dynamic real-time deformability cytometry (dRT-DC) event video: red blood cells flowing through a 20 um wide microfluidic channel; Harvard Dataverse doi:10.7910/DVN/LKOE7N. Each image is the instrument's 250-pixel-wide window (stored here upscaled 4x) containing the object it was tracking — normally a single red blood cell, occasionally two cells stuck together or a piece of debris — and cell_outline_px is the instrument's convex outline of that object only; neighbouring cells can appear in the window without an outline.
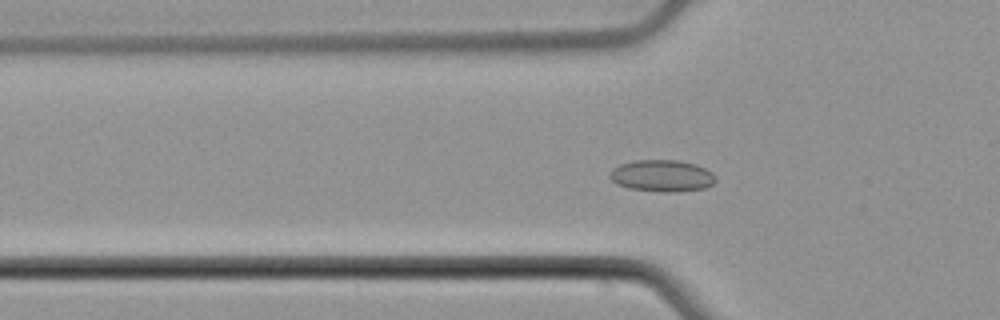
{"species": "common noctule bat (a hibernating species)", "species_latin": "Nyctalus noctula", "temperature_condition": "cold", "stored_images_in_passage": 55, "camera_frame_rate_fps": 3000, "um_per_image_px": 0.085, "animal": {"sex": "male", "body_mass_g": 21.5, "forearm_length_mm": 52.0}, "frame": {"image": 1, "passage_image": 19, "time_ms": 6.0, "image_size_px": [1000, 320], "cell_outline_px": [[716, 180], [712, 184], [704, 188], [676, 192], [668, 192], [628, 188], [616, 184], [608, 176], [612, 168], [620, 164], [636, 160], [676, 160], [696, 164], [712, 172], [716, 176]], "centroid_in_image_um": [56.26, 14.94], "position_along_channel_um": 69.5, "area_um2": 19.59}}
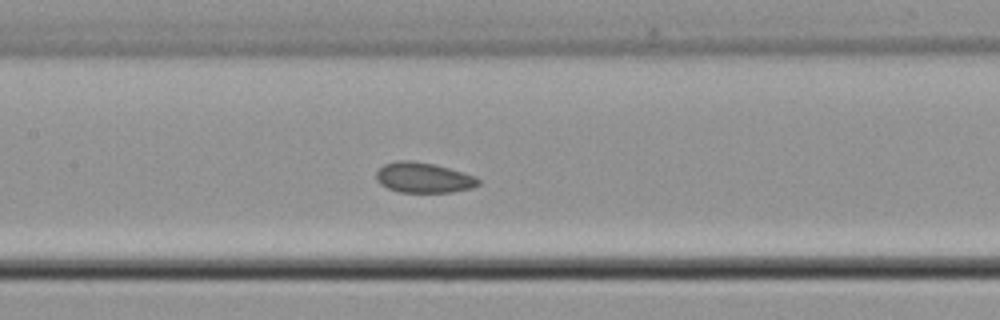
{"frame": {"image": 2, "passage_image": 27, "time_ms": 8.667, "image_size_px": [1000, 320], "cell_outline_px": [[480, 184], [472, 188], [452, 192], [400, 192], [388, 188], [380, 184], [376, 180], [376, 172], [384, 164], [396, 160], [412, 160], [432, 164], [448, 168], [476, 176], [480, 180]], "centroid_in_image_um": [35.99, 15.1], "position_along_channel_um": 171.4, "area_um2": 18.03}}
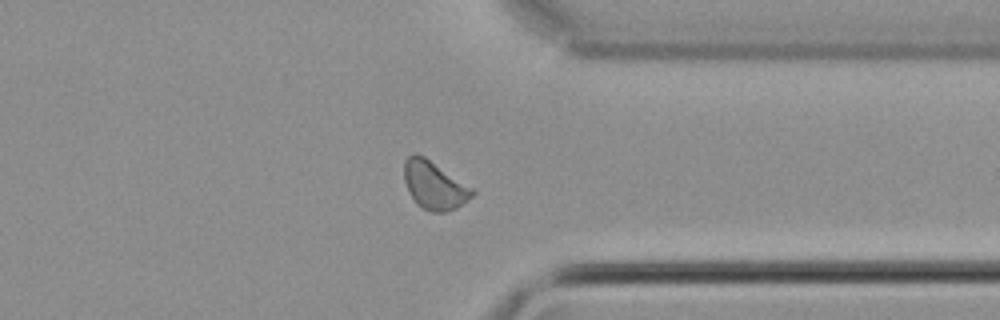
{"frame": {"image": 3, "passage_image": 43, "time_ms": 14.0, "image_size_px": [1000, 320], "cell_outline_px": [[476, 192], [468, 200], [456, 208], [444, 212], [432, 212], [420, 208], [416, 204], [408, 192], [404, 180], [404, 160], [408, 156], [416, 152], [424, 156], [476, 188]], "centroid_in_image_um": [36.93, 15.74], "position_along_channel_um": 374.5, "area_um2": 19.59}, "authors_computed_cell_mechanics": {"area_um2": 18.6116, "velocity_mm_per_s": 3.8712, "shape_relaxation_time_tau1_ms": null, "shape_relaxation_time_tau2_ms": 2.1986, "deformation_change_tau1": null, "deformation_change_tau2": 0.0596}}